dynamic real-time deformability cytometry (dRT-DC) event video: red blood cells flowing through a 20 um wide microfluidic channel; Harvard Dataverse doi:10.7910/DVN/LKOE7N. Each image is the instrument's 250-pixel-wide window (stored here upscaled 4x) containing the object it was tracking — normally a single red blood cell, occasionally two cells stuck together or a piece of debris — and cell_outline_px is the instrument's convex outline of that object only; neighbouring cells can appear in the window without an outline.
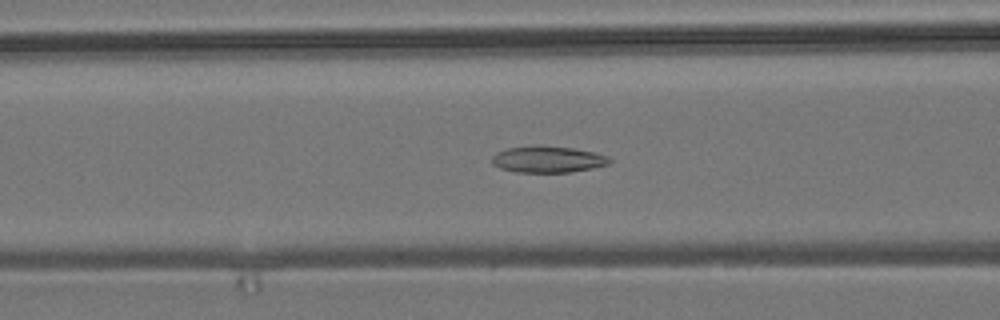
{"species": "common noctule bat (a hibernating species)", "species_latin": "Nyctalus noctula", "temperature_condition": "room temperature", "stored_images_in_passage": 55, "camera_frame_rate_fps": 3000, "um_per_image_px": 0.085, "animal": {"sex": "male", "body_mass_g": 19.2, "forearm_length_mm": 51.8}, "frame": {"image": 1, "passage_image": 22, "time_ms": 7.0, "image_size_px": [1000, 320], "cell_outline_px": [[612, 160], [608, 164], [592, 168], [572, 172], [516, 172], [500, 168], [492, 164], [492, 156], [496, 152], [508, 148], [540, 144], [572, 148], [592, 152], [608, 156]], "centroid_in_image_um": [46.54, 13.53], "position_along_channel_um": 120.1, "area_um2": 18.26}}
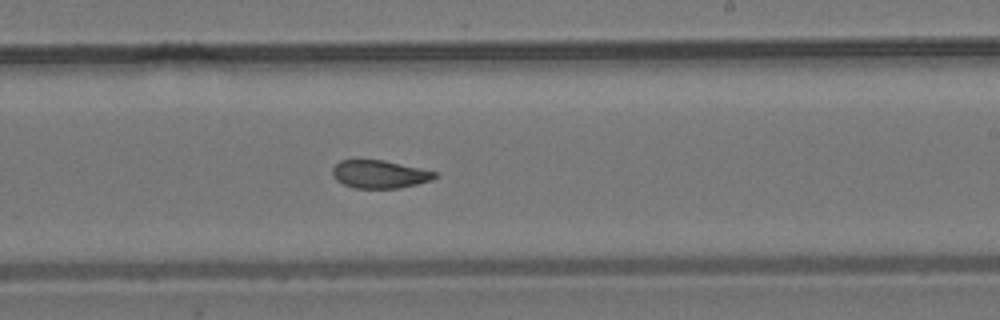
{"frame": {"image": 2, "passage_image": 33, "time_ms": 10.667, "image_size_px": [1000, 320], "cell_outline_px": [[440, 176], [432, 180], [400, 188], [356, 188], [344, 184], [336, 180], [332, 176], [332, 168], [340, 160], [384, 160], [420, 168], [436, 172]], "centroid_in_image_um": [32.27, 14.81], "position_along_channel_um": 256.7, "area_um2": 16.7}}
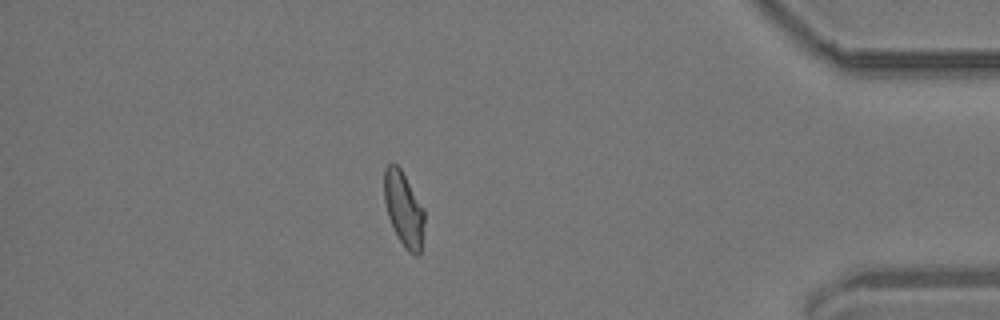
{"frame": {"image": 3, "passage_image": 48, "time_ms": 15.667, "image_size_px": [1000, 320], "cell_outline_px": [[424, 220], [420, 252], [416, 256], [408, 252], [404, 248], [388, 216], [384, 200], [384, 168], [392, 160], [400, 168], [424, 208]], "centroid_in_image_um": [34.3, 17.73], "position_along_channel_um": 400.9, "area_um2": 17.34}, "authors_computed_cell_mechanics": {"area_um2": 18.0336, "velocity_mm_per_s": 3.7279, "shape_relaxation_time_tau1_ms": null, "shape_relaxation_time_tau2_ms": 2.0487, "deformation_change_tau1": null, "deformation_change_tau2": 0.086}}